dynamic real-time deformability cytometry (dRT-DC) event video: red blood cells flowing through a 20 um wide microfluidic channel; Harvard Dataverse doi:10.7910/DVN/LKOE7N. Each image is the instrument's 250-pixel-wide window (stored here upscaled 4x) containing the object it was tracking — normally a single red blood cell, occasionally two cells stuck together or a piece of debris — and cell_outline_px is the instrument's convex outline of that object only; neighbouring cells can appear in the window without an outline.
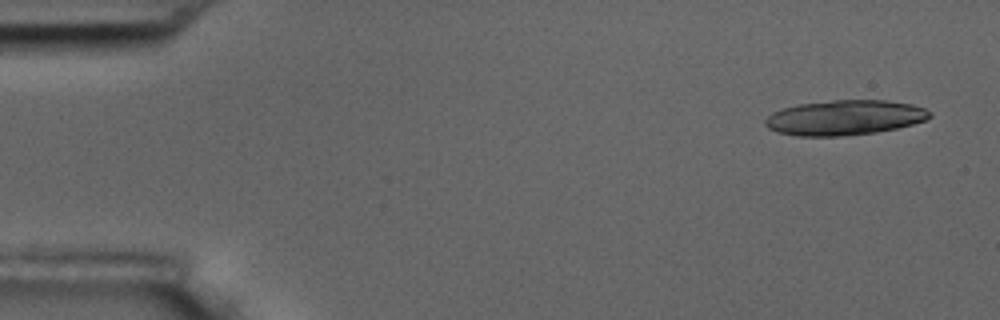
{"species": "common noctule bat (a hibernating species)", "species_latin": "Nyctalus noctula", "temperature_condition": "room temperature", "stored_images_in_passage": 5, "camera_frame_rate_fps": 3000, "um_per_image_px": 0.085, "animal": {"sex": "male", "body_mass_g": 17.5, "forearm_length_mm": 52.3}, "frame": {"image": 1, "passage_image": 1, "time_ms": 0.0, "image_size_px": [1000, 320], "cell_outline_px": [[932, 116], [924, 120], [912, 124], [896, 128], [876, 132], [836, 136], [796, 136], [776, 132], [768, 128], [764, 124], [764, 120], [772, 112], [784, 108], [800, 104], [832, 100], [884, 100], [912, 104], [924, 108], [932, 112]], "centroid_in_image_um": [71.77, 10.0], "position_along_channel_um": 13.2, "area_um2": 33.47}}